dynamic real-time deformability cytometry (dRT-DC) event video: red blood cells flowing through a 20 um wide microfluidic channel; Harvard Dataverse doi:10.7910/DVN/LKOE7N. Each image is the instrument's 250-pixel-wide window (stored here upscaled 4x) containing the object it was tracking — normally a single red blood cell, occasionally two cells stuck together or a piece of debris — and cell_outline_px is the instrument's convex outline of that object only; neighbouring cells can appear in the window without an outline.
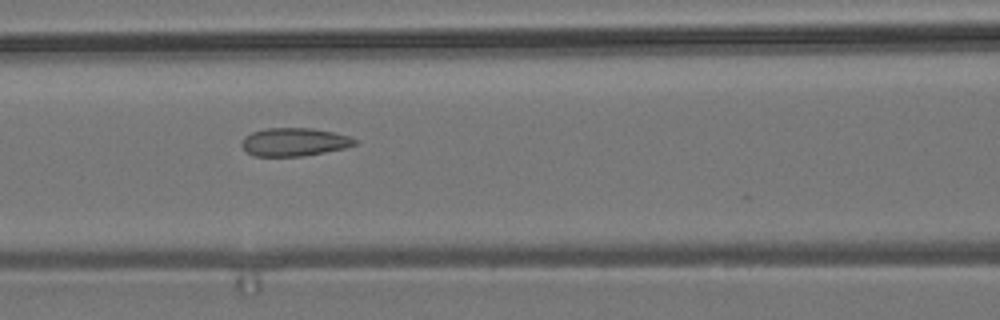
{"species": "common noctule bat (a hibernating species)", "species_latin": "Nyctalus noctula", "temperature_condition": "room temperature", "stored_images_in_passage": 8, "camera_frame_rate_fps": 3000, "um_per_image_px": 0.085, "animal": {"sex": "male", "body_mass_g": 19.2, "forearm_length_mm": 51.8}, "frame": {"image": 1, "passage_image": 5, "time_ms": 5.667, "image_size_px": [1000, 320], "cell_outline_px": [[360, 140], [356, 144], [344, 148], [304, 156], [252, 156], [240, 144], [244, 136], [252, 132], [264, 128], [312, 128], [332, 132], [348, 136]], "centroid_in_image_um": [25.0, 12.06], "position_along_channel_um": 141.6, "area_um2": 18.61}}
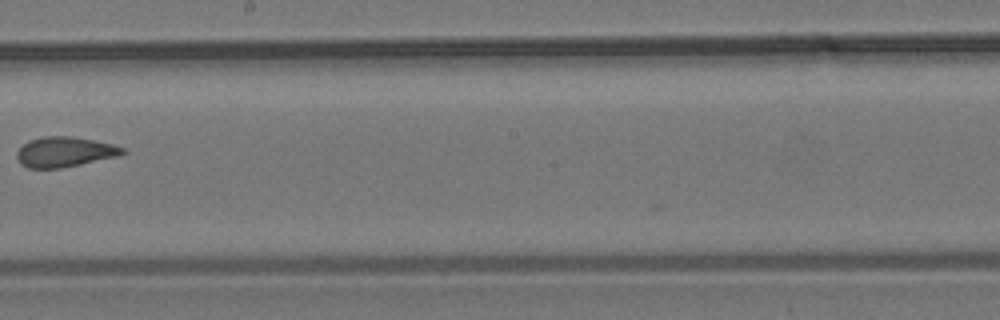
{"frame": {"image": 2, "passage_image": 7, "time_ms": 8.333, "image_size_px": [1000, 320], "cell_outline_px": [[128, 152], [120, 156], [60, 168], [28, 168], [20, 164], [16, 156], [16, 152], [28, 140], [44, 136], [72, 136], [112, 144], [124, 148]], "centroid_in_image_um": [5.5, 12.91], "position_along_channel_um": 242.7, "area_um2": 18.61}}
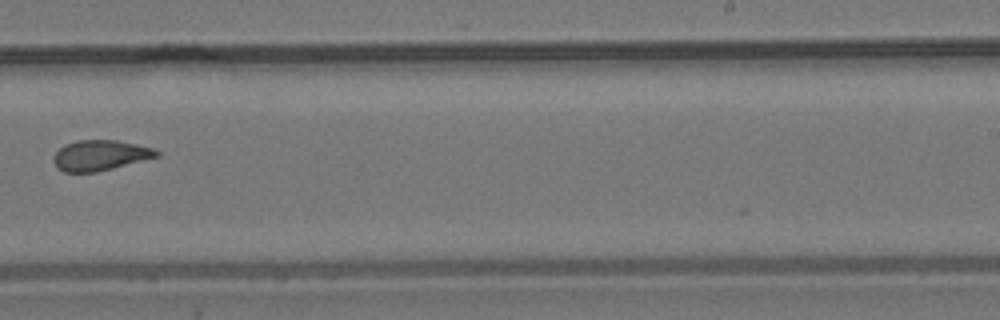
{"frame": {"image": 3, "passage_image": 8, "time_ms": 9.333, "image_size_px": [1000, 320], "cell_outline_px": [[160, 156], [96, 172], [64, 172], [52, 160], [56, 152], [64, 144], [76, 140], [116, 140], [156, 148], [160, 152]], "centroid_in_image_um": [8.54, 13.19], "position_along_channel_um": 280.5, "area_um2": 18.21}}